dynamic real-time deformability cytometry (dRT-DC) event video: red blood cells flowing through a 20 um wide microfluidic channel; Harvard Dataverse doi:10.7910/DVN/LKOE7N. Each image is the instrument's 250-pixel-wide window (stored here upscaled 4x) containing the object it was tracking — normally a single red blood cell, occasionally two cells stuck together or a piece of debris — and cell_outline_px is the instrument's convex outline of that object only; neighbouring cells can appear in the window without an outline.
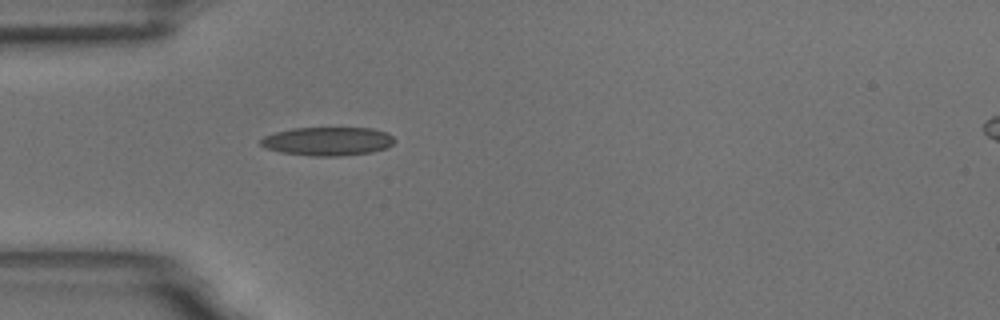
{"species": "common noctule bat (a hibernating species)", "species_latin": "Nyctalus noctula", "temperature_condition": "room temperature", "stored_images_in_passage": 2, "camera_frame_rate_fps": 3000, "um_per_image_px": 0.085, "animal": {"sex": "male", "body_mass_g": 18.8}, "frame": {"image": 1, "passage_image": 2, "time_ms": 1.333, "image_size_px": [1000, 320], "cell_outline_px": [[396, 140], [388, 148], [372, 152], [340, 156], [312, 156], [280, 152], [264, 148], [260, 144], [260, 140], [264, 136], [276, 132], [292, 128], [372, 128], [388, 132]], "centroid_in_image_um": [27.87, 12.01], "position_along_channel_um": 57.1, "area_um2": 22.48}}